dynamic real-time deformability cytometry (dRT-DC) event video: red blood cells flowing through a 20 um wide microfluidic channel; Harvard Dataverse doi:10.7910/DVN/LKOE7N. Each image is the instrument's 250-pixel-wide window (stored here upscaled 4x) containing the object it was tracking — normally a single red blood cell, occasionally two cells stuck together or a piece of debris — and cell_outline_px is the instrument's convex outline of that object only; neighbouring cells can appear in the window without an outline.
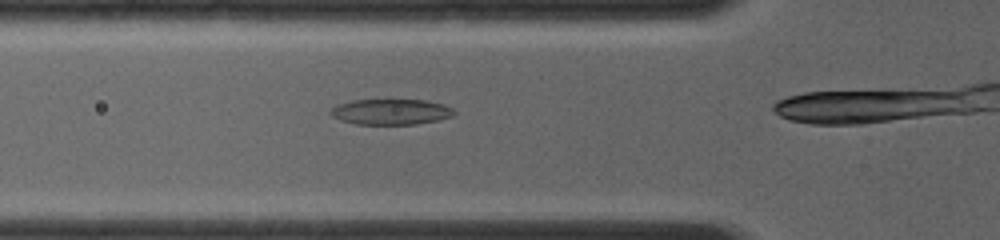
{"species": "common noctule bat (a hibernating species)", "species_latin": "Nyctalus noctula", "temperature_condition": "room temperature", "stored_images_in_passage": 22, "camera_frame_rate_fps": 4000, "um_per_image_px": 0.085, "animal": {"sex": "female", "body_mass_g": 19.0, "forearm_length_mm": 56.7}, "frame": {"image": 1, "passage_image": 2, "time_ms": 0.5, "image_size_px": [1000, 240], "cell_outline_px": [[456, 112], [452, 116], [436, 120], [416, 124], [356, 124], [340, 120], [332, 116], [328, 112], [336, 104], [352, 100], [424, 100], [444, 104], [452, 108]], "centroid_in_image_um": [33.19, 9.5], "position_along_channel_um": 92.6, "area_um2": 18.44}}
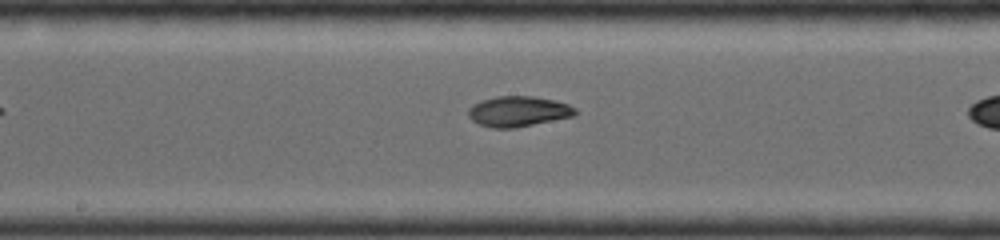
{"frame": {"image": 2, "passage_image": 10, "time_ms": 3.0, "image_size_px": [1000, 240], "cell_outline_px": [[576, 112], [572, 116], [516, 128], [492, 128], [480, 124], [472, 120], [468, 116], [468, 108], [472, 104], [480, 100], [496, 96], [532, 96], [552, 100], [568, 104], [576, 108]], "centroid_in_image_um": [44.0, 9.46], "position_along_channel_um": 204.2, "area_um2": 18.9}}
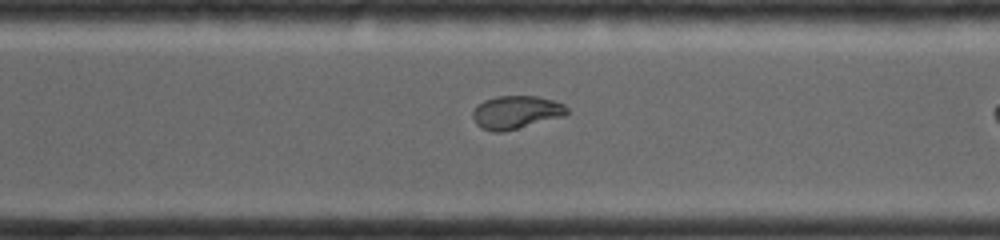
{"frame": {"image": 3, "passage_image": 18, "time_ms": 5.75, "image_size_px": [1000, 240], "cell_outline_px": [[568, 112], [564, 116], [504, 132], [492, 132], [480, 128], [476, 124], [472, 116], [472, 112], [484, 100], [496, 96], [536, 96], [552, 100], [564, 104], [568, 108]], "centroid_in_image_um": [43.85, 9.55], "position_along_channel_um": 326.7, "area_um2": 18.21}}